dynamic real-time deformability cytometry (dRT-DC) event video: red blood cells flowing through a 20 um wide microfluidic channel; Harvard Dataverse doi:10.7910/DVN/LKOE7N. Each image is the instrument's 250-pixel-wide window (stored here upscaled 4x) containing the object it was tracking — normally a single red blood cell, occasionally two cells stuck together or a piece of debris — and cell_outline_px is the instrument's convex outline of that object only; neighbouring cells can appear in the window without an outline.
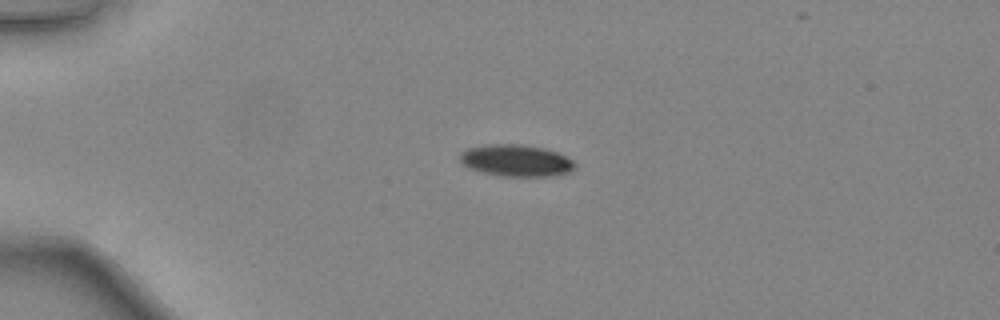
{"species": "common noctule bat (a hibernating species)", "species_latin": "Nyctalus noctula", "temperature_condition": "warm", "stored_images_in_passage": 48, "camera_frame_rate_fps": 3000, "um_per_image_px": 0.085, "animal": {"sex": "female", "body_mass_g": 24.6, "forearm_length_mm": 56.2}, "frame": {"image": 1, "passage_image": 13, "time_ms": 4.0, "image_size_px": [1000, 320], "cell_outline_px": [[576, 168], [572, 172], [556, 176], [500, 176], [468, 168], [460, 160], [460, 152], [464, 148], [488, 144], [520, 144], [544, 148], [556, 152], [572, 160], [576, 164]], "centroid_in_image_um": [43.88, 13.65], "position_along_channel_um": 41.1, "area_um2": 21.5}}
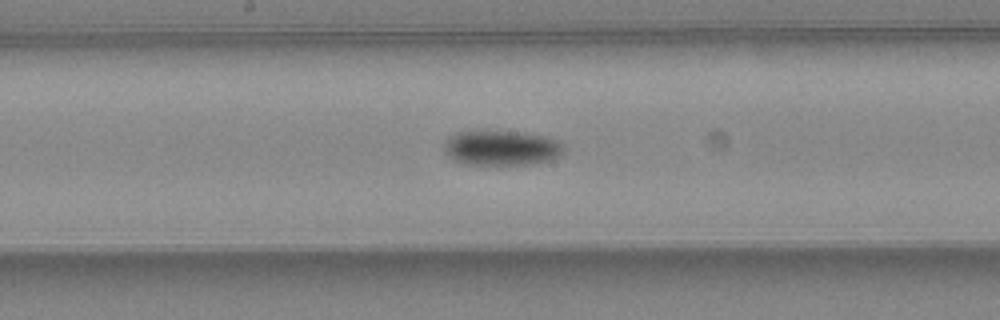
{"frame": {"image": 2, "passage_image": 27, "time_ms": 8.667, "image_size_px": [1000, 320], "cell_outline_px": [[564, 152], [552, 160], [532, 164], [464, 164], [448, 156], [444, 152], [444, 144], [448, 136], [460, 132], [516, 132], [544, 136], [560, 144], [564, 148]], "centroid_in_image_um": [42.59, 12.59], "position_along_channel_um": 205.6, "area_um2": 23.87}}
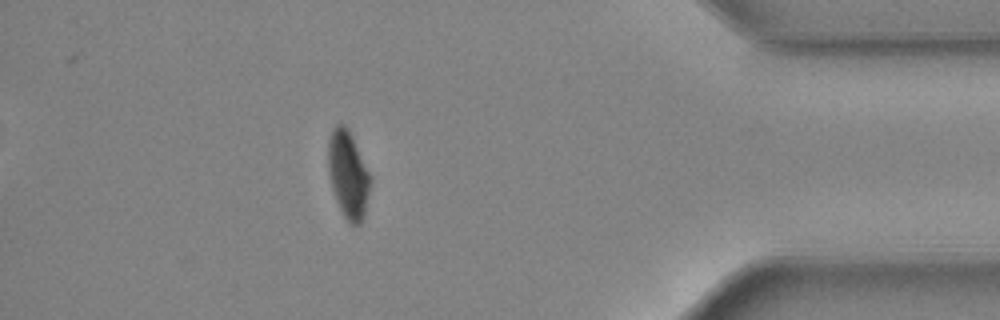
{"frame": {"image": 3, "passage_image": 43, "time_ms": 14.0, "image_size_px": [1000, 320], "cell_outline_px": [[372, 180], [364, 212], [360, 224], [352, 224], [344, 216], [336, 200], [332, 188], [328, 172], [328, 140], [332, 128], [336, 124], [344, 124], [348, 128], [372, 176]], "centroid_in_image_um": [29.59, 14.78], "position_along_channel_um": 405.6, "area_um2": 21.44}, "authors_computed_cell_mechanics": {"area_um2": 21.5305, "velocity_mm_per_s": 4.456, "shape_relaxation_time_tau1_ms": 4.2878, "shape_relaxation_time_tau2_ms": null, "deformation_change_tau1": 0.1405, "deformation_change_tau2": null}}